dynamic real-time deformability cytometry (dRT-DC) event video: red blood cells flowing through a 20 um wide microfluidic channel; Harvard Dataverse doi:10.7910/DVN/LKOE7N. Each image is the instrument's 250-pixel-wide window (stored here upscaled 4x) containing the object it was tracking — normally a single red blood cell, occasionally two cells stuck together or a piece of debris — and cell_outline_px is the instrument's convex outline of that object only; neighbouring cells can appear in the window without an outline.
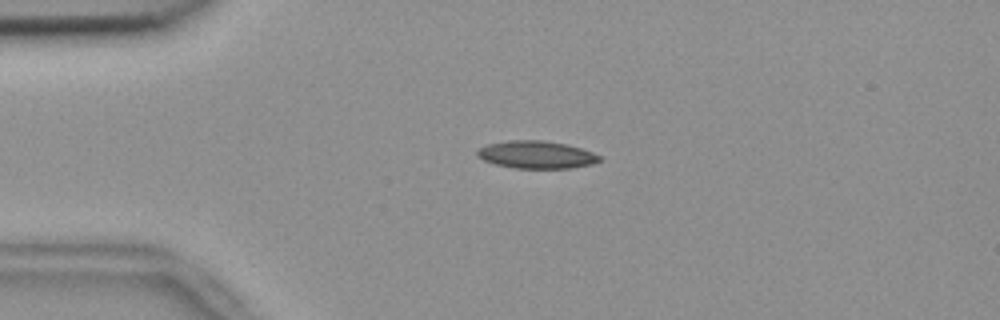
{"species": "common noctule bat (a hibernating species)", "species_latin": "Nyctalus noctula", "temperature_condition": "room temperature", "stored_images_in_passage": 54, "camera_frame_rate_fps": 3000, "um_per_image_px": 0.085, "animal": {"sex": "female", "body_mass_g": 18.4}, "frame": {"image": 1, "passage_image": 13, "time_ms": 4.0, "image_size_px": [1000, 320], "cell_outline_px": [[600, 160], [592, 164], [572, 168], [516, 168], [496, 164], [484, 160], [476, 156], [476, 148], [488, 144], [508, 140], [544, 140], [568, 144], [592, 152], [600, 156]], "centroid_in_image_um": [45.56, 13.14], "position_along_channel_um": 39.4, "area_um2": 19.71}}
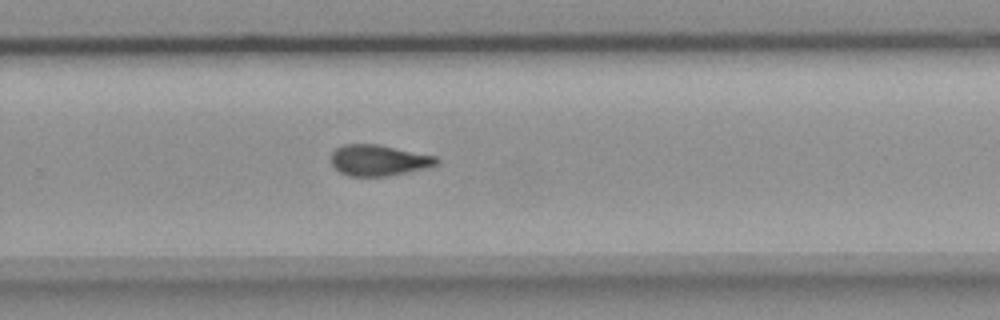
{"frame": {"image": 2, "passage_image": 36, "time_ms": 11.667, "image_size_px": [1000, 320], "cell_outline_px": [[440, 160], [436, 164], [424, 168], [408, 172], [388, 176], [348, 176], [340, 172], [332, 164], [332, 152], [336, 148], [344, 144], [376, 144], [436, 156]], "centroid_in_image_um": [32.17, 13.62], "position_along_channel_um": 297.6, "area_um2": 18.84}}
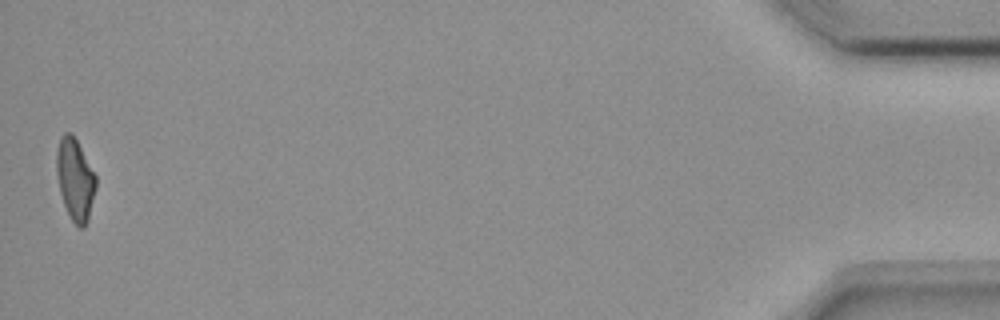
{"frame": {"image": 3, "passage_image": 54, "time_ms": 17.667, "image_size_px": [1000, 320], "cell_outline_px": [[96, 188], [88, 220], [84, 228], [80, 228], [72, 220], [64, 204], [60, 192], [56, 172], [56, 152], [60, 136], [64, 132], [72, 132], [96, 176]], "centroid_in_image_um": [6.38, 15.22], "position_along_channel_um": 428.8, "area_um2": 18.67}, "authors_computed_cell_mechanics": {"area_um2": 19.1318, "velocity_mm_per_s": 3.7459, "shape_relaxation_time_tau1_ms": null, "shape_relaxation_time_tau2_ms": 6.1216, "deformation_change_tau1": null, "deformation_change_tau2": 0.1483}}